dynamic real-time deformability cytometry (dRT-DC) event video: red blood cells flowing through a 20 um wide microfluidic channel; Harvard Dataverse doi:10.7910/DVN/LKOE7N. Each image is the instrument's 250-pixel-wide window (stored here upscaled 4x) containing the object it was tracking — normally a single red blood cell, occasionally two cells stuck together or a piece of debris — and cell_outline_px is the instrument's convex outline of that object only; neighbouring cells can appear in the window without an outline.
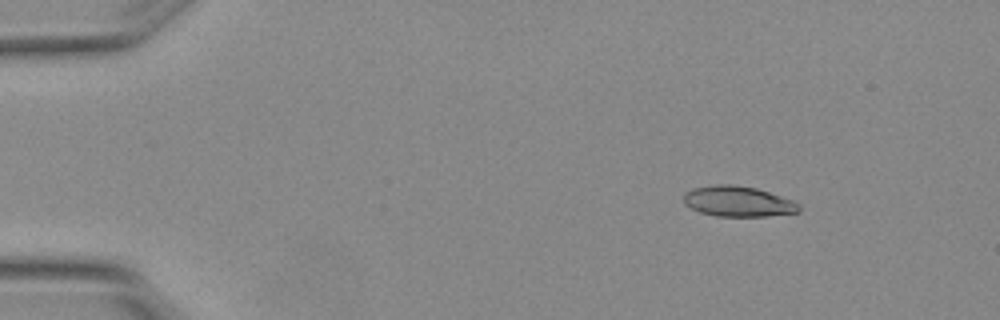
{"species": "Egyptian fruit bat (a non-hibernating species)", "species_latin": "Rousettus aegyptiacus", "temperature_condition": "warm", "stored_images_in_passage": 6, "camera_frame_rate_fps": 3000, "um_per_image_px": 0.085, "animal": {"sex": "female"}, "frame": {"image": 1, "passage_image": 1, "time_ms": 0.0, "image_size_px": [1000, 320], "cell_outline_px": [[800, 212], [768, 216], [716, 216], [700, 212], [684, 204], [684, 192], [692, 188], [716, 184], [732, 184], [756, 188], [792, 200], [800, 204]], "centroid_in_image_um": [62.72, 17.12], "position_along_channel_um": 22.3, "area_um2": 20.52}}
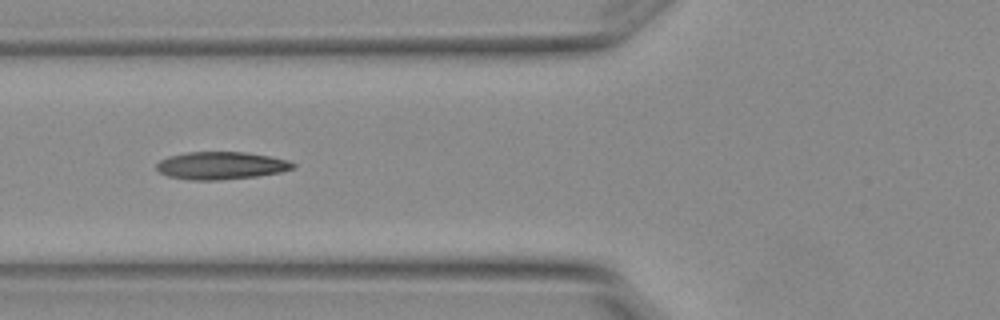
{"frame": {"image": 2, "passage_image": 5, "time_ms": 1.333, "image_size_px": [1000, 320], "cell_outline_px": [[296, 168], [280, 172], [256, 176], [216, 180], [192, 180], [168, 176], [160, 172], [156, 168], [156, 164], [160, 160], [168, 156], [188, 152], [244, 152], [268, 156], [288, 160], [296, 164]], "centroid_in_image_um": [18.79, 14.07], "position_along_channel_um": 107.0, "area_um2": 21.85}}
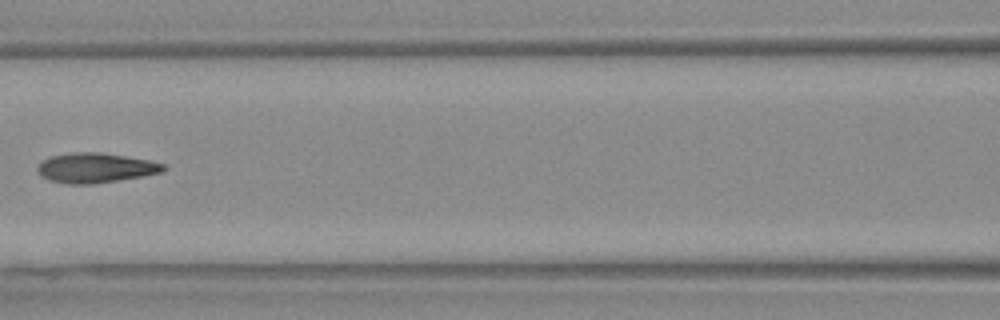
{"frame": {"image": 3, "passage_image": 6, "time_ms": 1.667, "image_size_px": [1000, 320], "cell_outline_px": [[168, 168], [160, 172], [140, 176], [92, 184], [64, 184], [48, 180], [40, 176], [36, 172], [36, 168], [40, 160], [48, 156], [72, 152], [100, 152], [148, 160], [164, 164]], "centroid_in_image_um": [8.0, 14.26], "position_along_channel_um": 158.6, "area_um2": 22.02}}